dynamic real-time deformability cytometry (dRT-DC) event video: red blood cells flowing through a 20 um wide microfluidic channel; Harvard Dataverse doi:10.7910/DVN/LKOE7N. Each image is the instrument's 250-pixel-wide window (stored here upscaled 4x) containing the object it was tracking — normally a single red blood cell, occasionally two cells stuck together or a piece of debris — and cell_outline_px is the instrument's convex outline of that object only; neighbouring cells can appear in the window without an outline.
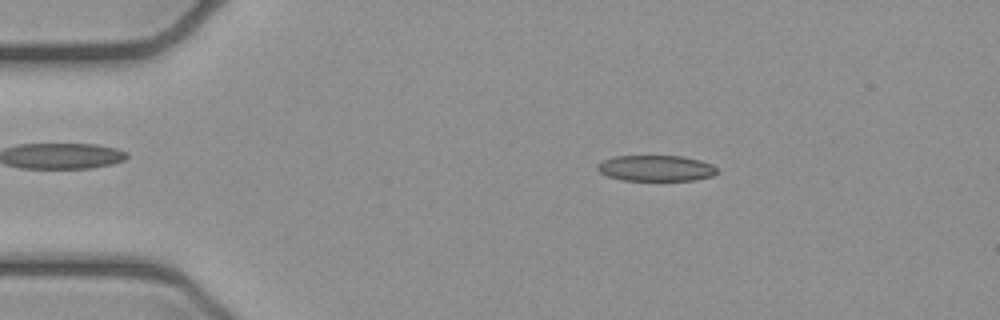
{"species": "common noctule bat (a hibernating species)", "species_latin": "Nyctalus noctula", "temperature_condition": "cold", "stored_images_in_passage": 6, "camera_frame_rate_fps": 3000, "um_per_image_px": 0.085, "animal": {"sex": "female", "body_mass_g": 21.9}, "frame": {"image": 1, "passage_image": 2, "time_ms": 0.333, "image_size_px": [1000, 320], "cell_outline_px": [[716, 172], [712, 176], [696, 180], [620, 180], [608, 176], [600, 172], [596, 168], [596, 164], [612, 156], [684, 156], [700, 160], [712, 164], [716, 168]], "centroid_in_image_um": [55.73, 14.29], "position_along_channel_um": 29.3, "area_um2": 18.09}}
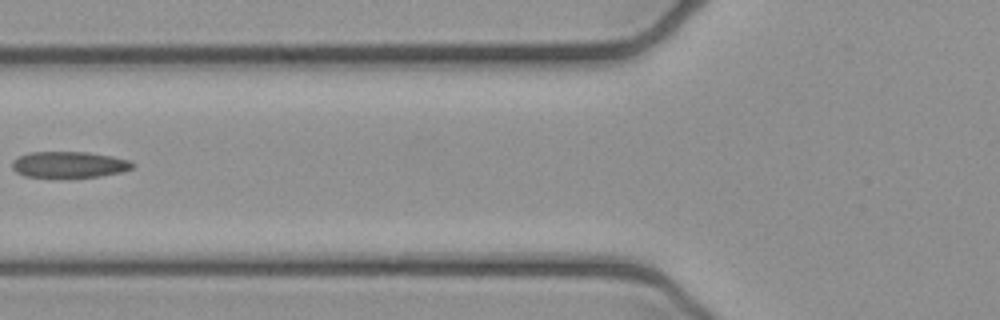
{"frame": {"image": 2, "passage_image": 5, "time_ms": 1.333, "image_size_px": [1000, 320], "cell_outline_px": [[136, 164], [132, 168], [124, 172], [100, 176], [68, 180], [60, 180], [24, 176], [16, 172], [12, 168], [12, 160], [20, 156], [32, 152], [88, 152], [112, 156], [128, 160]], "centroid_in_image_um": [5.87, 14.04], "position_along_channel_um": 119.9, "area_um2": 19.31}}
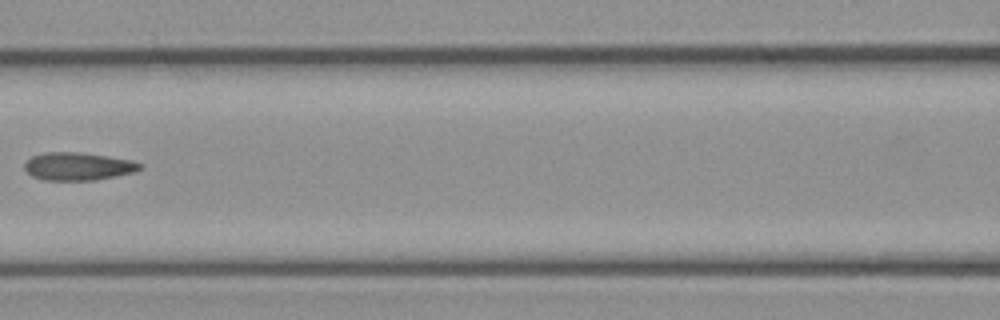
{"frame": {"image": 3, "passage_image": 6, "time_ms": 1.667, "image_size_px": [1000, 320], "cell_outline_px": [[144, 168], [136, 172], [96, 180], [44, 180], [32, 176], [24, 168], [24, 164], [32, 156], [44, 152], [80, 152], [108, 156], [132, 160], [140, 164]], "centroid_in_image_um": [6.66, 14.14], "position_along_channel_um": 159.9, "area_um2": 18.84}}